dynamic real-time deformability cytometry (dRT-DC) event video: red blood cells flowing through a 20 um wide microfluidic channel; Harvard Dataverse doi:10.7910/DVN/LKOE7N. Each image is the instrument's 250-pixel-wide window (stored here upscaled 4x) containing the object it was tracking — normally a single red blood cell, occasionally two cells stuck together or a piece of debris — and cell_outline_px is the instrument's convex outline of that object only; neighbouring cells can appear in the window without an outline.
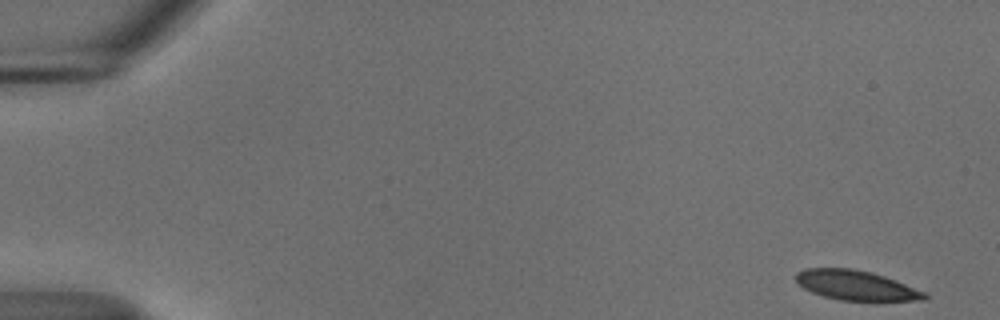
{"species": "common noctule bat (a hibernating species)", "species_latin": "Nyctalus noctula", "temperature_condition": "cold", "stored_images_in_passage": 54, "camera_frame_rate_fps": 3000, "um_per_image_px": 0.085, "animal": {"sex": "male", "body_mass_g": 18.8}, "frame": {"image": 1, "passage_image": 1, "time_ms": 0.0, "image_size_px": [1000, 320], "cell_outline_px": [[928, 296], [924, 300], [840, 300], [824, 296], [812, 292], [796, 284], [796, 272], [804, 268], [852, 268], [872, 272], [896, 280], [928, 292]], "centroid_in_image_um": [72.76, 24.24], "position_along_channel_um": 12.2, "area_um2": 22.37}}
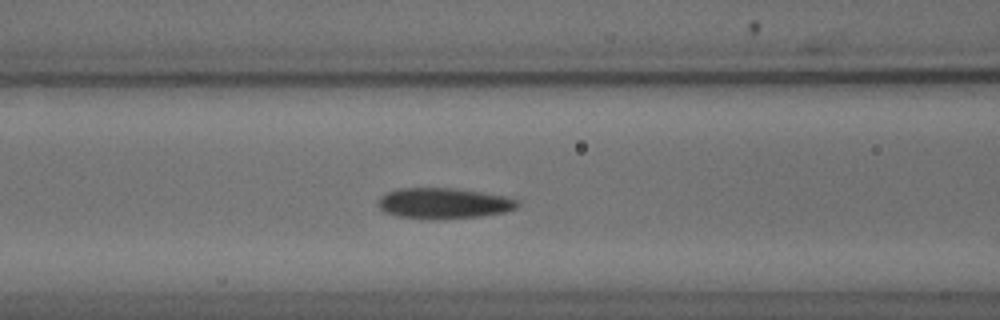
{"frame": {"image": 2, "passage_image": 22, "time_ms": 7.0, "image_size_px": [1000, 320], "cell_outline_px": [[520, 204], [516, 208], [504, 212], [480, 216], [396, 216], [384, 212], [380, 208], [380, 196], [388, 192], [400, 188], [456, 188], [504, 196], [520, 200]], "centroid_in_image_um": [37.76, 17.22], "position_along_channel_um": 128.8, "area_um2": 23.76}}
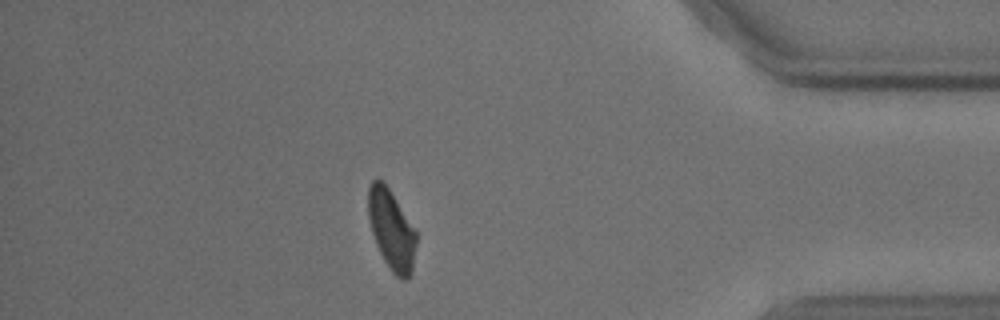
{"frame": {"image": 3, "passage_image": 47, "time_ms": 15.333, "image_size_px": [1000, 320], "cell_outline_px": [[416, 244], [412, 272], [408, 280], [400, 280], [392, 272], [384, 260], [376, 244], [372, 232], [368, 216], [368, 188], [372, 180], [384, 180], [416, 232]], "centroid_in_image_um": [33.27, 19.55], "position_along_channel_um": 401.9, "area_um2": 22.31}, "authors_computed_cell_mechanics": {"area_um2": 24.1893, "velocity_mm_per_s": 3.6719, "shape_relaxation_time_tau1_ms": 3.9592, "shape_relaxation_time_tau2_ms": 3.4704, "deformation_change_tau1": 0.1155, "deformation_change_tau2": 0.0776}}